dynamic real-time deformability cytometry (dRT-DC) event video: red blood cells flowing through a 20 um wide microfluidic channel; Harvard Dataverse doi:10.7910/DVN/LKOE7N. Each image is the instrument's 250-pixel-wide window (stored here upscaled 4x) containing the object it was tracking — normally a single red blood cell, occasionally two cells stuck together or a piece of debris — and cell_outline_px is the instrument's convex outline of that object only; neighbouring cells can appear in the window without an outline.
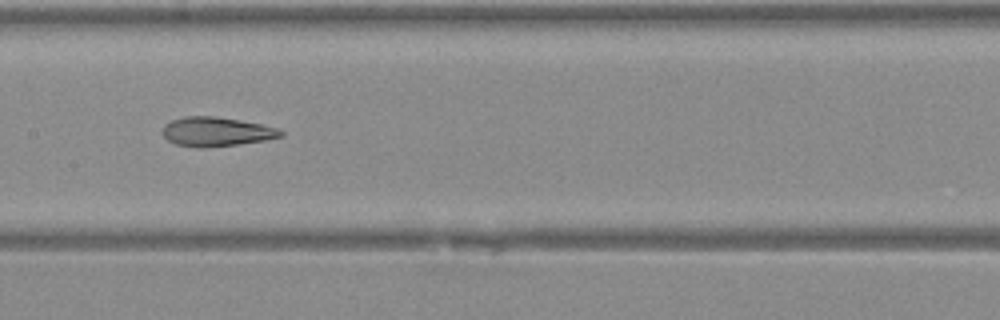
{"species": "Egyptian fruit bat (a non-hibernating species)", "species_latin": "Rousettus aegyptiacus", "temperature_condition": "warm", "stored_images_in_passage": 16, "camera_frame_rate_fps": 3000, "um_per_image_px": 0.085, "animal": {"sex": "female"}, "frame": {"image": 1, "passage_image": 14, "time_ms": 4.333, "image_size_px": [1000, 320], "cell_outline_px": [[284, 136], [264, 140], [236, 144], [204, 148], [196, 148], [176, 144], [168, 140], [164, 136], [164, 124], [172, 120], [184, 116], [216, 116], [240, 120], [280, 128], [284, 132]], "centroid_in_image_um": [18.41, 11.19], "position_along_channel_um": 189.0, "area_um2": 20.11}}